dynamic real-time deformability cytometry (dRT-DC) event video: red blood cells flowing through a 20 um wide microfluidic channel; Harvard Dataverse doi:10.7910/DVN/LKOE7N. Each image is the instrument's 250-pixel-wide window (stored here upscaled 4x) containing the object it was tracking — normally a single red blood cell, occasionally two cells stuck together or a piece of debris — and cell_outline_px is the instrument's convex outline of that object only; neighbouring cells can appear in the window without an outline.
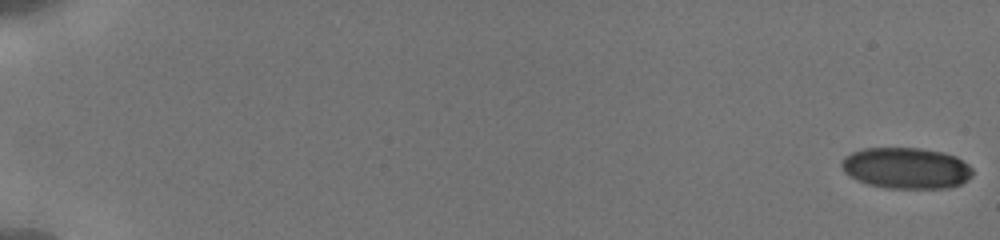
{"species": "human", "species_latin": "Homo sapiens", "temperature_condition": "cold", "stored_images_in_passage": 74, "camera_frame_rate_fps": 3000, "um_per_image_px": 0.085, "donor": {"sex": "male"}, "frame": {"image": 1, "passage_image": 1, "time_ms": 0.0, "image_size_px": [1000, 240], "cell_outline_px": [[972, 176], [960, 184], [948, 188], [884, 188], [868, 184], [856, 180], [844, 172], [840, 164], [840, 160], [844, 156], [852, 152], [864, 148], [920, 148], [944, 152], [956, 156], [968, 164], [972, 168]], "centroid_in_image_um": [77.0, 14.28], "position_along_channel_um": 8.0, "area_um2": 31.67}}
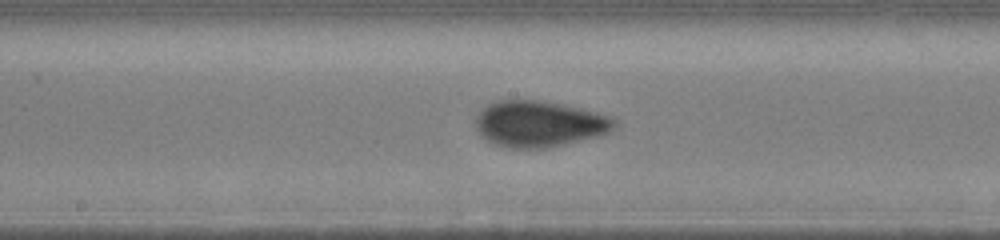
{"frame": {"image": 2, "passage_image": 48, "time_ms": 10.333, "image_size_px": [1000, 240], "cell_outline_px": [[616, 128], [600, 136], [544, 148], [512, 148], [496, 144], [480, 136], [476, 128], [476, 116], [492, 100], [536, 100], [564, 104], [612, 116], [616, 120]], "centroid_in_image_um": [45.85, 10.52], "position_along_channel_um": 202.4, "area_um2": 37.34}}
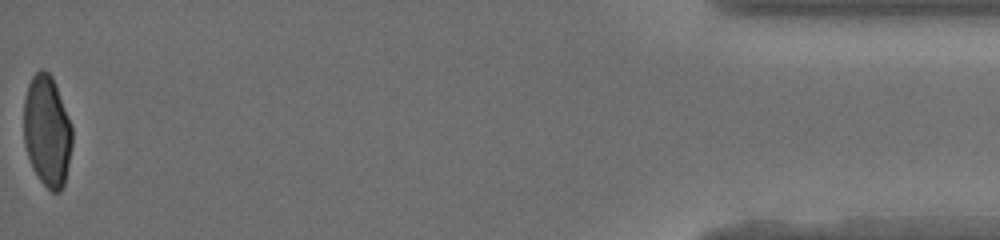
{"frame": {"image": 3, "passage_image": 74, "time_ms": 18.333, "image_size_px": [1000, 240], "cell_outline_px": [[72, 144], [64, 184], [60, 192], [52, 192], [40, 180], [32, 168], [24, 144], [24, 100], [28, 84], [32, 76], [40, 68], [44, 68], [52, 76], [56, 84], [72, 124]], "centroid_in_image_um": [4.0, 11.1], "position_along_channel_um": 431.2, "area_um2": 31.62}, "authors_computed_cell_mechanics": {"area_um2": 33.9286, "velocity_mm_per_s": 3.8589, "shape_relaxation_time_tau1_ms": 8.9276, "shape_relaxation_time_tau2_ms": null, "deformation_change_tau1": 0.1717, "deformation_change_tau2": null}}